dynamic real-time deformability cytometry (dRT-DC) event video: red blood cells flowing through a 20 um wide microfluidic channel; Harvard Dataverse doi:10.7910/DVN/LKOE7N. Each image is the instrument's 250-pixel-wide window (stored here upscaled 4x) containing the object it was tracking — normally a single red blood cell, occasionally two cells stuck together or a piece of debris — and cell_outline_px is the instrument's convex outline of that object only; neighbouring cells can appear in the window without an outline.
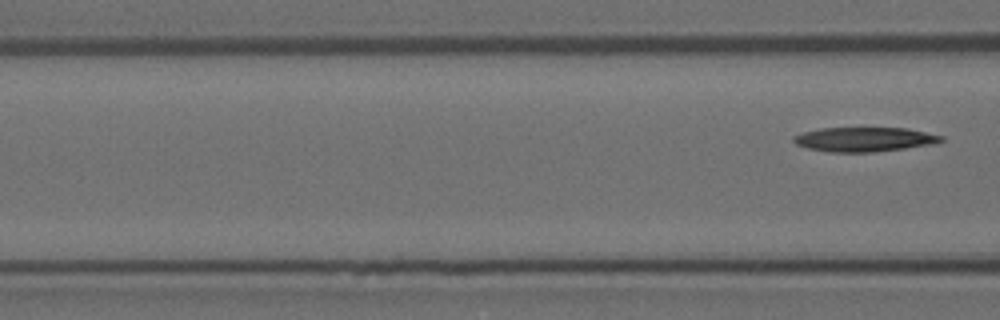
{"species": "Egyptian fruit bat (a non-hibernating species)", "species_latin": "Rousettus aegyptiacus", "temperature_condition": "room temperature", "stored_images_in_passage": 6, "segment_of_instrument_passage": [2, 2], "camera_frame_rate_fps": 3000, "um_per_image_px": 0.085, "animal": {"sex": "female"}, "frame": {"image": 1, "passage_image": 6, "time_ms": 1.667, "image_size_px": [1000, 320], "cell_outline_px": [[944, 140], [932, 144], [904, 148], [872, 152], [832, 152], [808, 148], [796, 144], [792, 140], [792, 136], [804, 132], [820, 128], [904, 128], [944, 136]], "centroid_in_image_um": [73.44, 11.84], "position_along_channel_um": 93.2, "area_um2": 20.75}}